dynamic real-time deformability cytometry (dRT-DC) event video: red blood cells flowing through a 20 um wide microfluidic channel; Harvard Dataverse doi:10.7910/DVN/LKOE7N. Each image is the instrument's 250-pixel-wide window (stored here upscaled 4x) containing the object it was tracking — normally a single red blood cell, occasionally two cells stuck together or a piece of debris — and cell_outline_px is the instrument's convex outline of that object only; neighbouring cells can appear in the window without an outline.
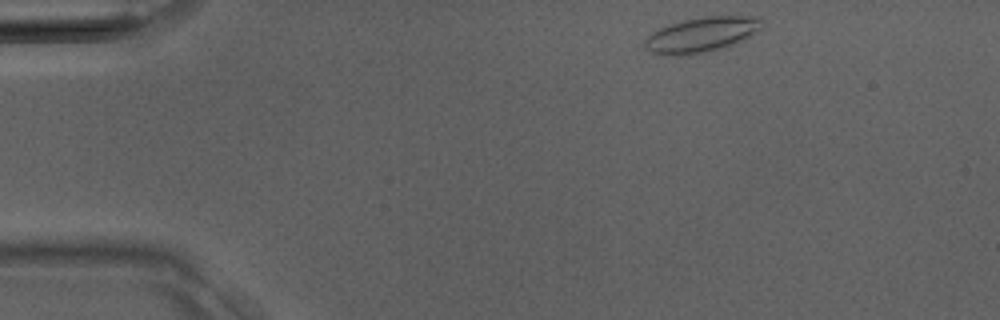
{"species": "Egyptian fruit bat (a non-hibernating species)", "species_latin": "Rousettus aegyptiacus", "temperature_condition": "room temperature", "stored_images_in_passage": 34, "camera_frame_rate_fps": 3000, "um_per_image_px": 0.085, "animal": {"sex": "male"}, "frame": {"image": 1, "passage_image": 1, "time_ms": 0.0, "image_size_px": [1000, 320], "cell_outline_px": [[760, 28], [740, 40], [732, 44], [720, 48], [704, 52], [668, 56], [652, 52], [644, 48], [644, 40], [652, 32], [660, 28], [684, 20], [708, 16], [744, 16], [760, 20]], "centroid_in_image_um": [59.52, 2.95], "position_along_channel_um": 25.5, "area_um2": 22.95}}
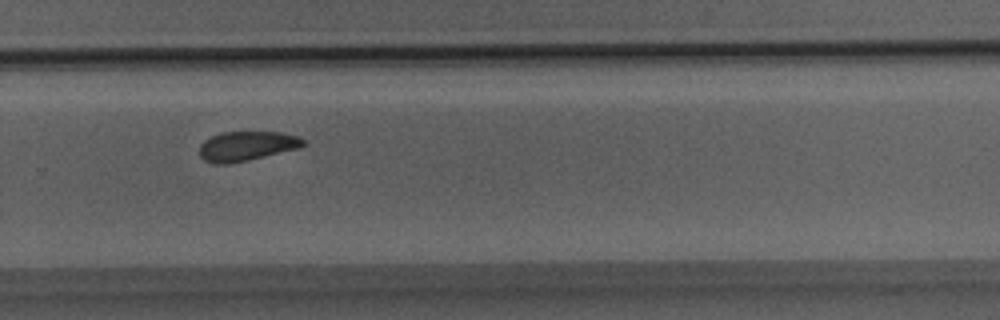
{"frame": {"image": 2, "passage_image": 21, "time_ms": 6.667, "image_size_px": [1000, 320], "cell_outline_px": [[304, 144], [300, 148], [248, 160], [228, 164], [212, 164], [204, 160], [200, 156], [200, 144], [204, 140], [220, 132], [280, 132], [296, 136], [304, 140]], "centroid_in_image_um": [20.93, 12.42], "position_along_channel_um": 308.9, "area_um2": 17.86}}
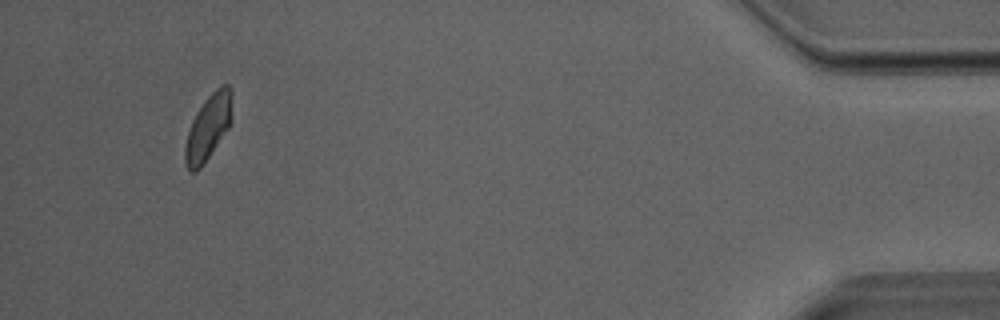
{"frame": {"image": 3, "passage_image": 31, "time_ms": 10.0, "image_size_px": [1000, 320], "cell_outline_px": [[232, 116], [228, 128], [200, 168], [196, 172], [188, 172], [184, 164], [184, 148], [188, 132], [192, 120], [196, 112], [204, 100], [220, 84], [228, 84], [232, 92]], "centroid_in_image_um": [17.68, 10.81], "position_along_channel_um": 417.5, "area_um2": 17.98}}